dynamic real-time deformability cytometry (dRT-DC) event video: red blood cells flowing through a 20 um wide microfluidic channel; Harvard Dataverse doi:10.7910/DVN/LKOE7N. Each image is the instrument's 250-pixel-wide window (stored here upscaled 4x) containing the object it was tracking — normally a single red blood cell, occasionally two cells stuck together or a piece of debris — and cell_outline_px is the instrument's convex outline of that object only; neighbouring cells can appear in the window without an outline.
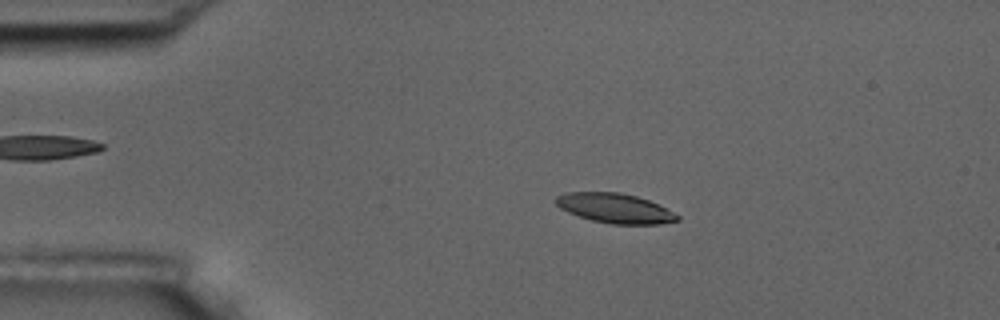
{"species": "common noctule bat (a hibernating species)", "species_latin": "Nyctalus noctula", "temperature_condition": "room temperature", "stored_images_in_passage": 8, "camera_frame_rate_fps": 3000, "um_per_image_px": 0.085, "animal": {"sex": "male", "body_mass_g": 17.5, "forearm_length_mm": 52.3}, "frame": {"image": 1, "passage_image": 2, "time_ms": 1.333, "image_size_px": [1000, 320], "cell_outline_px": [[680, 220], [660, 224], [612, 224], [592, 220], [568, 212], [560, 208], [552, 200], [556, 196], [564, 192], [620, 192], [636, 196], [648, 200], [680, 216]], "centroid_in_image_um": [52.22, 17.69], "position_along_channel_um": 32.8, "area_um2": 20.92}}
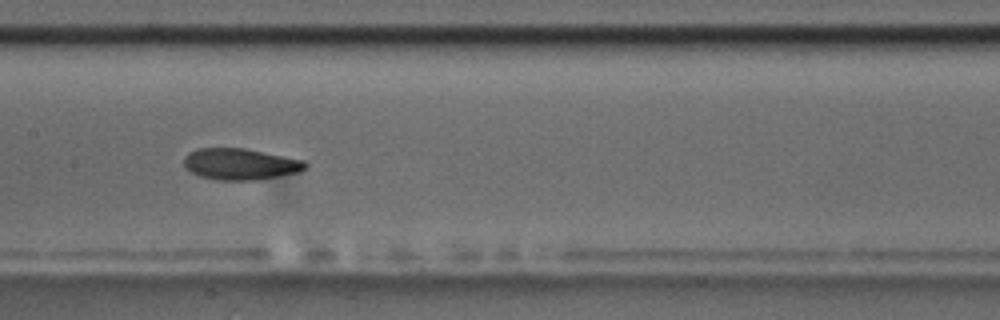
{"frame": {"image": 2, "passage_image": 7, "time_ms": 7.0, "image_size_px": [1000, 320], "cell_outline_px": [[308, 168], [300, 172], [256, 180], [220, 180], [200, 176], [192, 172], [184, 164], [184, 156], [188, 152], [196, 148], [244, 148], [304, 160], [308, 164]], "centroid_in_image_um": [20.45, 13.94], "position_along_channel_um": 187.0, "area_um2": 22.2}}
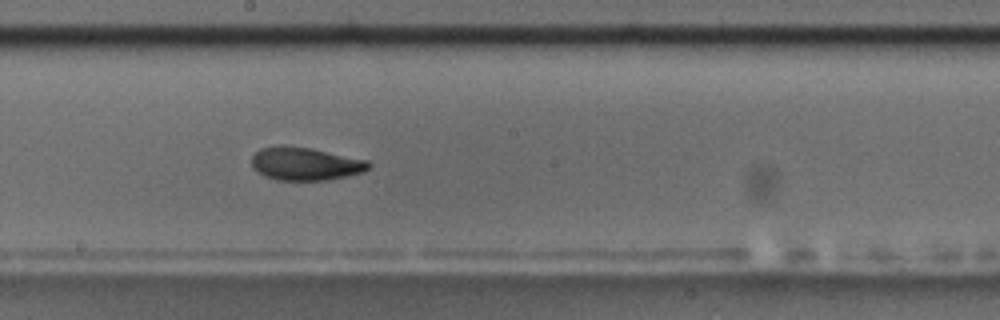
{"frame": {"image": 3, "passage_image": 8, "time_ms": 8.0, "image_size_px": [1000, 320], "cell_outline_px": [[372, 164], [364, 172], [328, 180], [276, 180], [264, 176], [256, 172], [252, 168], [252, 156], [260, 148], [312, 148], [368, 160]], "centroid_in_image_um": [25.99, 13.96], "position_along_channel_um": 222.2, "area_um2": 22.14}}